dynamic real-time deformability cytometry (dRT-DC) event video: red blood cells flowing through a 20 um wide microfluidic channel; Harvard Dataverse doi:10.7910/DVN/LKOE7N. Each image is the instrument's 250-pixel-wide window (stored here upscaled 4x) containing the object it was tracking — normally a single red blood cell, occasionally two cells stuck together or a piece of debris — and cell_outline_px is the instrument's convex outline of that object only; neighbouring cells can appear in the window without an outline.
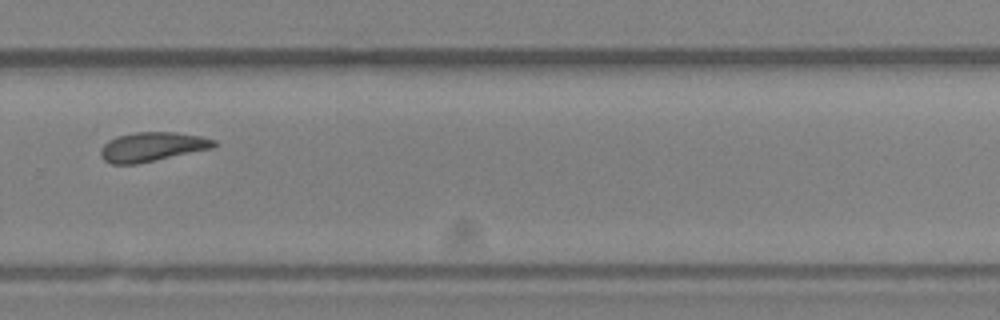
{"species": "Egyptian fruit bat (a non-hibernating species)", "species_latin": "Rousettus aegyptiacus", "temperature_condition": "room temperature", "stored_images_in_passage": 8, "camera_frame_rate_fps": 3000, "um_per_image_px": 0.085, "animal": {"sex": "female"}, "frame": {"image": 1, "passage_image": 8, "time_ms": 2.333, "image_size_px": [1000, 320], "cell_outline_px": [[216, 144], [212, 148], [136, 164], [112, 164], [104, 160], [100, 156], [100, 148], [108, 140], [116, 136], [136, 132], [176, 132], [200, 136], [216, 140]], "centroid_in_image_um": [12.89, 12.47], "position_along_channel_um": 316.9, "area_um2": 19.25}}